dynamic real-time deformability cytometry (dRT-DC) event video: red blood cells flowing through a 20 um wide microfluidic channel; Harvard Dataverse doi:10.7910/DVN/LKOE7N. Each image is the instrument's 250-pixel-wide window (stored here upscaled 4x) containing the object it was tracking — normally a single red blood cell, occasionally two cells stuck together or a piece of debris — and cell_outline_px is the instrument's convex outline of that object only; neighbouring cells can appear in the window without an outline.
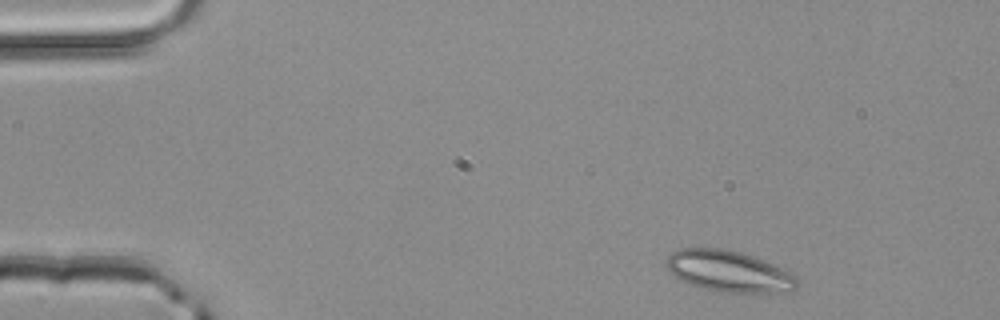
{"species": "common noctule bat (a hibernating species)", "species_latin": "Nyctalus noctula", "temperature_condition": "room temperature", "stored_images_in_passage": 4, "camera_frame_rate_fps": 3000, "um_per_image_px": 0.085, "animal": {"sex": "male", "body_mass_g": 20.4}, "frame": {"image": 1, "passage_image": 1, "time_ms": 0.0, "image_size_px": [1000, 320], "cell_outline_px": [[800, 280], [796, 288], [792, 292], [768, 296], [720, 292], [704, 288], [680, 280], [668, 268], [664, 260], [672, 252], [680, 248], [724, 248], [740, 252], [764, 260], [796, 276]], "centroid_in_image_um": [62.05, 23.11], "position_along_channel_um": 23.0, "area_um2": 32.31}}
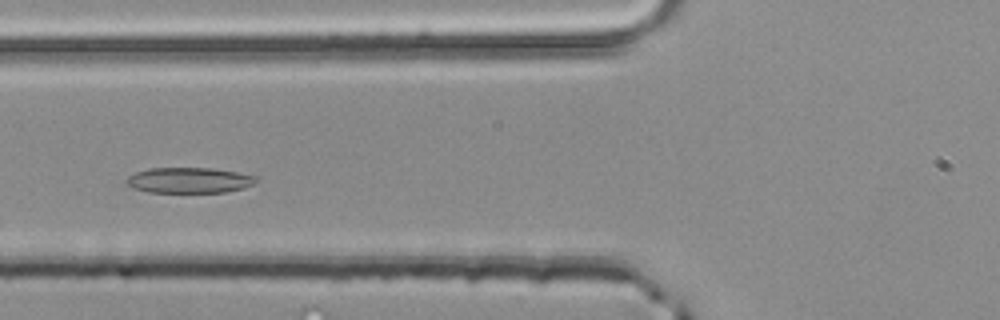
{"frame": {"image": 2, "passage_image": 4, "time_ms": 1.0, "image_size_px": [1000, 320], "cell_outline_px": [[260, 180], [244, 188], [228, 192], [148, 192], [132, 188], [124, 180], [128, 176], [136, 172], [148, 168], [212, 168], [236, 172], [256, 176]], "centroid_in_image_um": [16.08, 15.32], "position_along_channel_um": 109.7, "area_um2": 19.42}}